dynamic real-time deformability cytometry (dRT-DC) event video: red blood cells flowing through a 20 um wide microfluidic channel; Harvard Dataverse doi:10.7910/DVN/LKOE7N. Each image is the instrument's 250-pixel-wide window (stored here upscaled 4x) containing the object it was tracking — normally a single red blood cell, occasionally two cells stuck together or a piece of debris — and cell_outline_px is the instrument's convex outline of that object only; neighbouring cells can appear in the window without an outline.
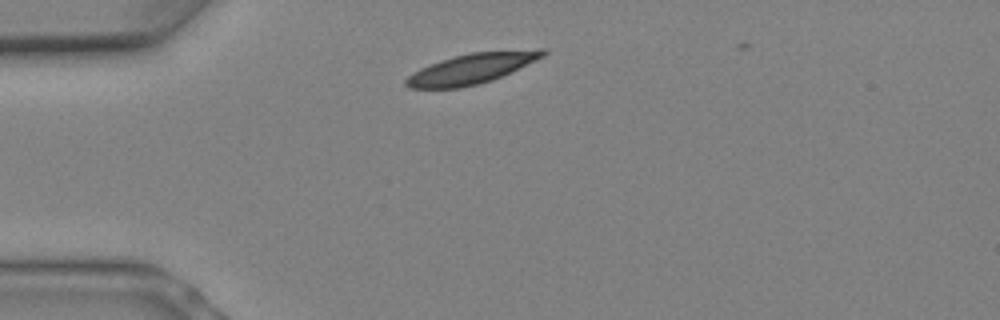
{"species": "Egyptian fruit bat (a non-hibernating species)", "species_latin": "Rousettus aegyptiacus", "temperature_condition": "warm", "stored_images_in_passage": 4, "camera_frame_rate_fps": 3000, "um_per_image_px": 0.085, "animal": {"sex": "female"}, "frame": {"image": 1, "passage_image": 2, "time_ms": 0.333, "image_size_px": [1000, 320], "cell_outline_px": [[548, 52], [544, 56], [536, 60], [492, 80], [480, 84], [460, 88], [408, 88], [404, 84], [404, 80], [408, 76], [420, 68], [456, 56], [472, 52], [536, 48], [548, 48]], "centroid_in_image_um": [40.14, 5.82], "position_along_channel_um": 44.9, "area_um2": 24.1}}